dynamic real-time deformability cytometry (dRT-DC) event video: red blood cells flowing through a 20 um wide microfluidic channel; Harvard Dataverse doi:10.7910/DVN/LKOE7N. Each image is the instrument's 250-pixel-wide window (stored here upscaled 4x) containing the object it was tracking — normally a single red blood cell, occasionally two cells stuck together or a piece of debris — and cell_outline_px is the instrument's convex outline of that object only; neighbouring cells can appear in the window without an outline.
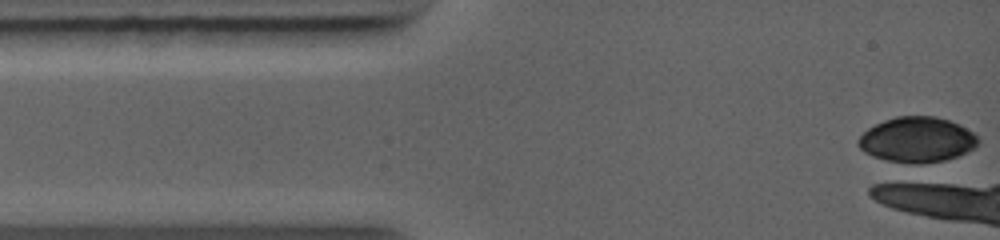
{"species": "common noctule bat (a hibernating species)", "species_latin": "Nyctalus noctula", "temperature_condition": "warm", "stored_images_in_passage": 1, "camera_frame_rate_fps": 5000, "um_per_image_px": 0.085, "animal": {"sex": "female", "body_mass_g": 19.0, "forearm_length_mm": 56.7}, "frame": {"image": 1, "passage_image": 1, "time_ms": 0.0, "image_size_px": [1000, 240], "cell_outline_px": [[980, 144], [968, 152], [944, 160], [920, 164], [912, 164], [884, 160], [872, 156], [864, 152], [856, 144], [856, 140], [868, 128], [884, 120], [896, 116], [936, 116], [960, 124], [972, 132], [980, 140]], "centroid_in_image_um": [77.94, 11.88], "position_along_channel_um": 7.1, "area_um2": 31.91}}